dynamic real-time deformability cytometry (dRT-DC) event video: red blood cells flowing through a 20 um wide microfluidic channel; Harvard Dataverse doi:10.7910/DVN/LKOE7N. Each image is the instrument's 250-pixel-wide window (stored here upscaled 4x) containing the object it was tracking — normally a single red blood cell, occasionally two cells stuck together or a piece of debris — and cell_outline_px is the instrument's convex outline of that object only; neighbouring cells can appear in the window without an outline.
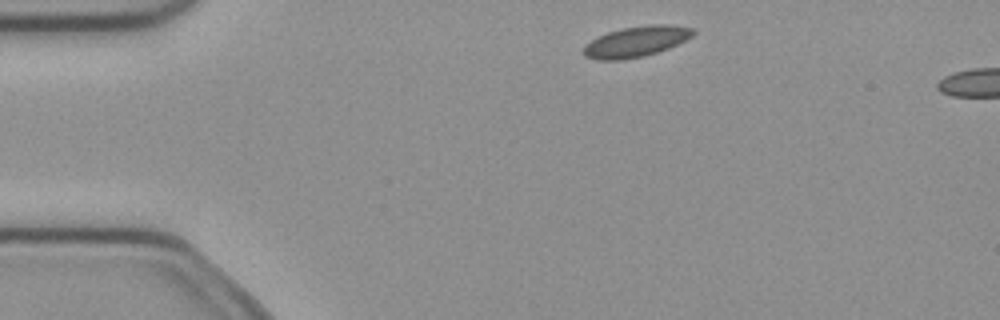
{"species": "common noctule bat (a hibernating species)", "species_latin": "Nyctalus noctula", "temperature_condition": "cold", "stored_images_in_passage": 7, "camera_frame_rate_fps": 3000, "um_per_image_px": 0.085, "animal": {"sex": "female", "body_mass_g": 21.9}, "frame": {"image": 1, "passage_image": 3, "time_ms": 0.667, "image_size_px": [1000, 320], "cell_outline_px": [[696, 32], [692, 36], [668, 48], [644, 56], [620, 60], [600, 60], [584, 56], [584, 44], [608, 32], [624, 28], [648, 24], [672, 24], [696, 28]], "centroid_in_image_um": [54.11, 3.52], "position_along_channel_um": 30.9, "area_um2": 19.48}}